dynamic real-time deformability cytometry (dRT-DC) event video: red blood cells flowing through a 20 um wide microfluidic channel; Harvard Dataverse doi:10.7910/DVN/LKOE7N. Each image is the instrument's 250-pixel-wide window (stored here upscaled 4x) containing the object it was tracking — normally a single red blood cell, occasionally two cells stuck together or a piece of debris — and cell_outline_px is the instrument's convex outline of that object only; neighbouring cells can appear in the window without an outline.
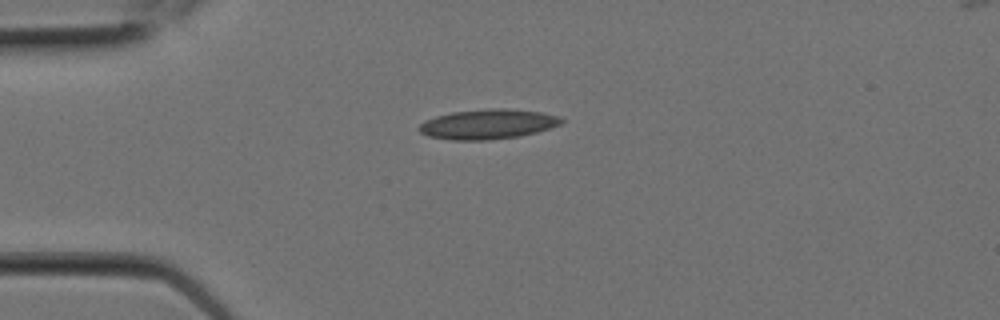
{"species": "Egyptian fruit bat (a non-hibernating species)", "species_latin": "Rousettus aegyptiacus", "temperature_condition": "room temperature", "stored_images_in_passage": 3, "camera_frame_rate_fps": 3000, "um_per_image_px": 0.085, "animal": {"sex": "female"}, "frame": {"image": 1, "passage_image": 1, "time_ms": 0.0, "image_size_px": [1000, 320], "cell_outline_px": [[564, 120], [560, 124], [536, 132], [520, 136], [488, 140], [452, 140], [428, 136], [420, 132], [416, 128], [424, 120], [436, 116], [452, 112], [492, 108], [504, 108], [540, 112], [560, 116]], "centroid_in_image_um": [41.43, 10.55], "position_along_channel_um": 43.6, "area_um2": 24.74}}
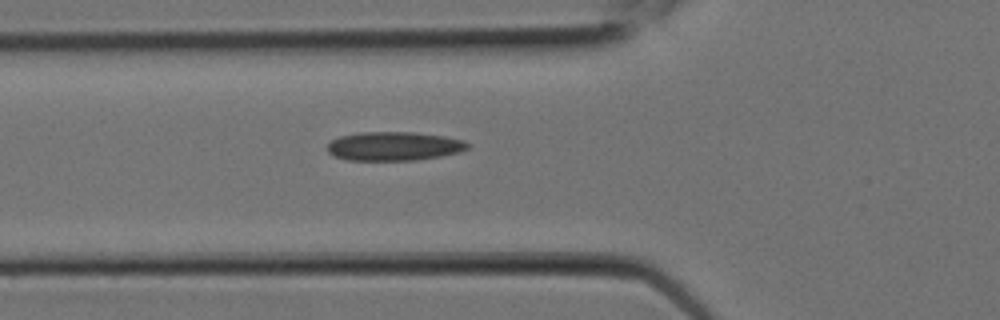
{"frame": {"image": 2, "passage_image": 3, "time_ms": 0.667, "image_size_px": [1000, 320], "cell_outline_px": [[472, 144], [468, 148], [460, 152], [440, 156], [416, 160], [348, 160], [332, 156], [328, 152], [328, 144], [332, 140], [340, 136], [360, 132], [412, 132], [444, 136], [464, 140]], "centroid_in_image_um": [33.5, 12.42], "position_along_channel_um": 92.3, "area_um2": 23.7}}